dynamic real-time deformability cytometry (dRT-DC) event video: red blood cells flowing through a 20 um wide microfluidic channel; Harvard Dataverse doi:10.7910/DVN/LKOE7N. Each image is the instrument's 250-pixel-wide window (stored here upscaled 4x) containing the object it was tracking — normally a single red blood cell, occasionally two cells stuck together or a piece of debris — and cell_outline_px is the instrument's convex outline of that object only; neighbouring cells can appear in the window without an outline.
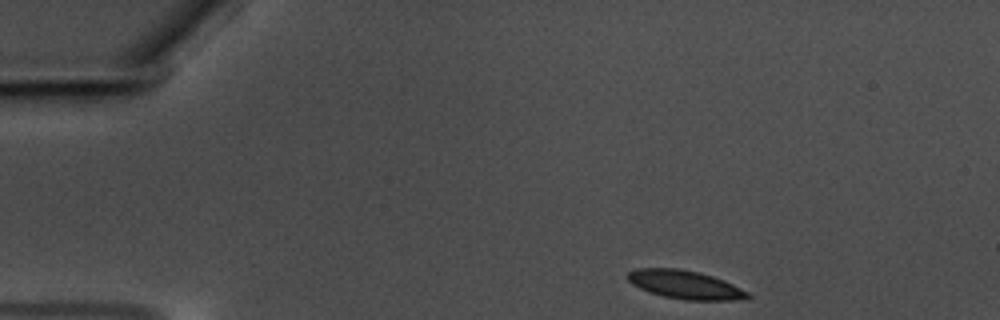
{"species": "common noctule bat (a hibernating species)", "species_latin": "Nyctalus noctula", "temperature_condition": "warm", "stored_images_in_passage": 42, "camera_frame_rate_fps": 3000, "um_per_image_px": 0.085, "animal": {"sex": "male", "body_mass_g": 17.5, "forearm_length_mm": 52.3}, "frame": {"image": 1, "passage_image": 1, "time_ms": 0.0, "image_size_px": [1000, 320], "cell_outline_px": [[752, 296], [748, 300], [684, 300], [664, 296], [648, 292], [632, 284], [624, 276], [628, 272], [636, 268], [680, 268], [700, 272], [724, 280], [748, 292]], "centroid_in_image_um": [58.23, 24.19], "position_along_channel_um": 26.8, "area_um2": 20.17}}
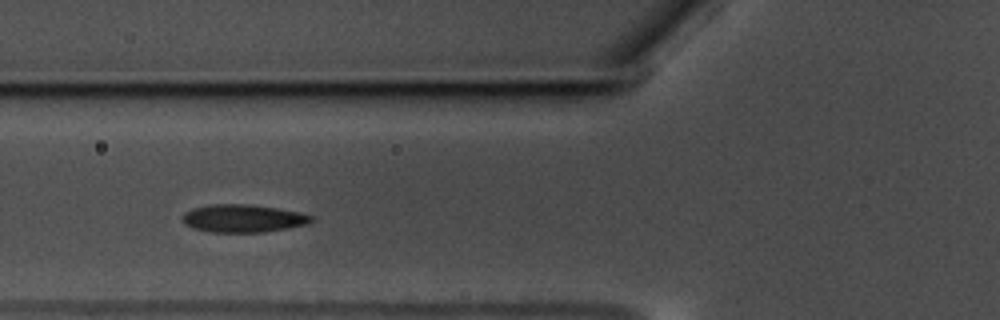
{"frame": {"image": 2, "passage_image": 14, "time_ms": 4.333, "image_size_px": [1000, 320], "cell_outline_px": [[316, 220], [308, 224], [288, 228], [264, 232], [208, 232], [192, 228], [184, 224], [184, 212], [192, 208], [212, 204], [252, 204], [300, 212], [312, 216]], "centroid_in_image_um": [20.68, 18.56], "position_along_channel_um": 105.1, "area_um2": 21.04}}
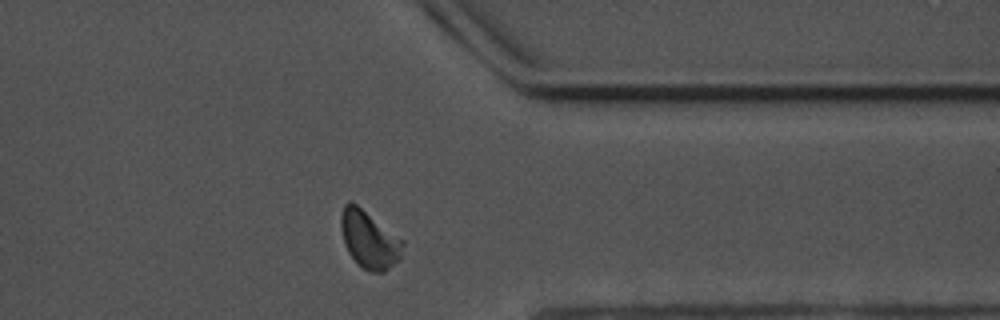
{"frame": {"image": 3, "passage_image": 38, "time_ms": 12.333, "image_size_px": [1000, 320], "cell_outline_px": [[404, 244], [400, 260], [384, 272], [372, 272], [364, 268], [348, 252], [344, 244], [340, 224], [340, 216], [344, 204], [348, 200], [352, 200], [404, 240]], "centroid_in_image_um": [31.39, 20.32], "position_along_channel_um": 380.0, "area_um2": 20.87}, "authors_computed_cell_mechanics": {"area_um2": 20.2011, "velocity_mm_per_s": 3.5123, "shape_relaxation_time_tau1_ms": 3.0057, "shape_relaxation_time_tau2_ms": 0.973, "deformation_change_tau1": 0.1314, "deformation_change_tau2": 0.0487}}